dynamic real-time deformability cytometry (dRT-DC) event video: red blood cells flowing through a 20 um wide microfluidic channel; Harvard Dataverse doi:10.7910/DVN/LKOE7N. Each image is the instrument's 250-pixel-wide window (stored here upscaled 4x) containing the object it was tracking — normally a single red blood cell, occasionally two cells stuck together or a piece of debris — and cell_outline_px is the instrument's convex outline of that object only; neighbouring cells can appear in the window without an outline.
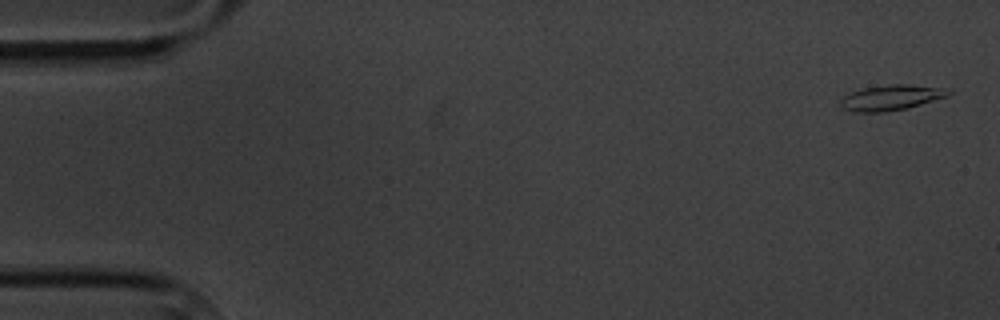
{"species": "common noctule bat (a hibernating species)", "species_latin": "Nyctalus noctula", "temperature_condition": "cold", "stored_images_in_passage": 7, "camera_frame_rate_fps": 3000, "um_per_image_px": 0.085, "animal": {"sex": "male", "body_mass_g": 20.1, "forearm_length_mm": 53.5}, "frame": {"image": 1, "passage_image": 1, "time_ms": 0.0, "image_size_px": [1000, 320], "cell_outline_px": [[952, 92], [948, 96], [920, 104], [904, 108], [884, 112], [856, 112], [840, 108], [840, 100], [844, 96], [852, 92], [864, 88], [892, 84], [908, 84], [952, 88]], "centroid_in_image_um": [75.78, 8.28], "position_along_channel_um": 9.2, "area_um2": 15.95}}
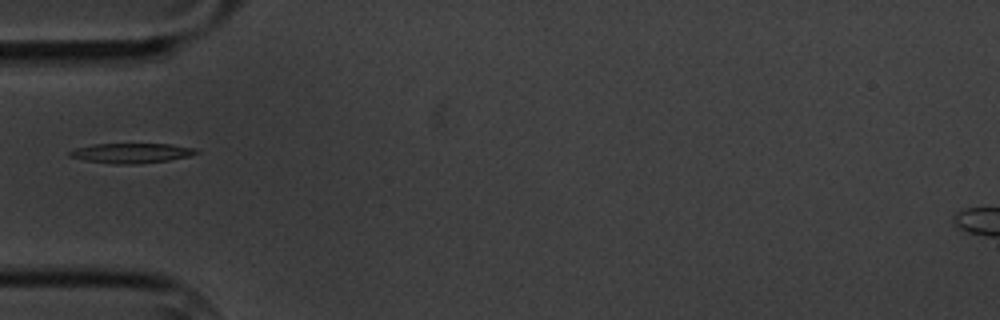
{"frame": {"image": 2, "passage_image": 6, "time_ms": 5.667, "image_size_px": [1000, 320], "cell_outline_px": [[200, 152], [188, 156], [168, 160], [132, 164], [112, 164], [88, 160], [68, 156], [68, 152], [76, 148], [92, 144], [172, 144], [192, 148]], "centroid_in_image_um": [11.14, 13.0], "position_along_channel_um": 73.9, "area_um2": 14.39}}
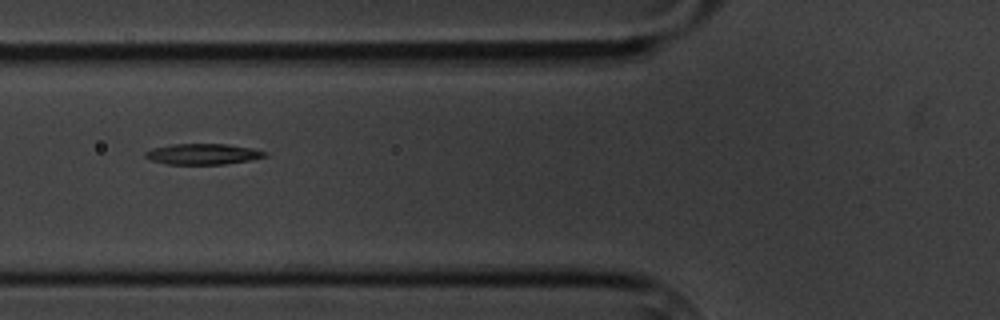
{"frame": {"image": 3, "passage_image": 7, "time_ms": 6.667, "image_size_px": [1000, 320], "cell_outline_px": [[268, 156], [252, 160], [224, 164], [168, 164], [152, 160], [144, 156], [144, 152], [152, 148], [172, 144], [228, 144], [252, 148], [268, 152]], "centroid_in_image_um": [17.28, 13.09], "position_along_channel_um": 108.5, "area_um2": 14.57}}